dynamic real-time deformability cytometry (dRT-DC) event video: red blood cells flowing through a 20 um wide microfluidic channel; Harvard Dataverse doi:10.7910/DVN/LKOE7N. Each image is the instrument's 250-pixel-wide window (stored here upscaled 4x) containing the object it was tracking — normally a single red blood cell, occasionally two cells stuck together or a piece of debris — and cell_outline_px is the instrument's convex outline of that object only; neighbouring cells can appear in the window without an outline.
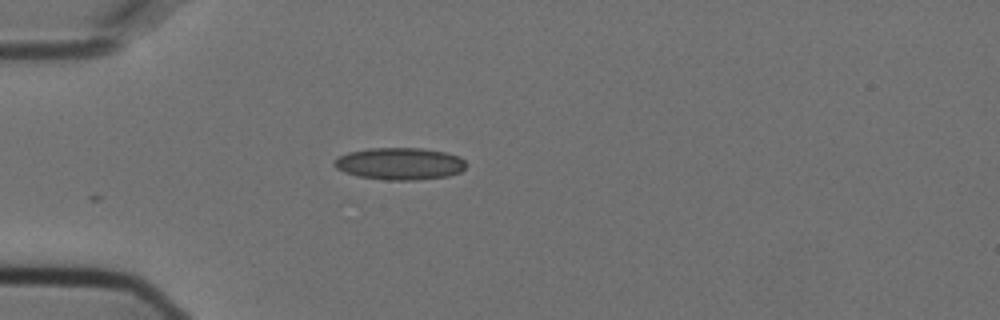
{"species": "Egyptian fruit bat (a non-hibernating species)", "species_latin": "Rousettus aegyptiacus", "temperature_condition": "cold", "stored_images_in_passage": 9, "camera_frame_rate_fps": 3000, "um_per_image_px": 0.085, "animal": {"sex": "female"}, "frame": {"image": 1, "passage_image": 1, "time_ms": 0.0, "image_size_px": [1000, 320], "cell_outline_px": [[468, 164], [460, 172], [448, 176], [416, 180], [384, 180], [356, 176], [344, 172], [336, 168], [332, 164], [340, 156], [348, 152], [372, 148], [420, 148], [444, 152], [460, 156]], "centroid_in_image_um": [33.99, 13.92], "position_along_channel_um": 51.0, "area_um2": 24.74}}
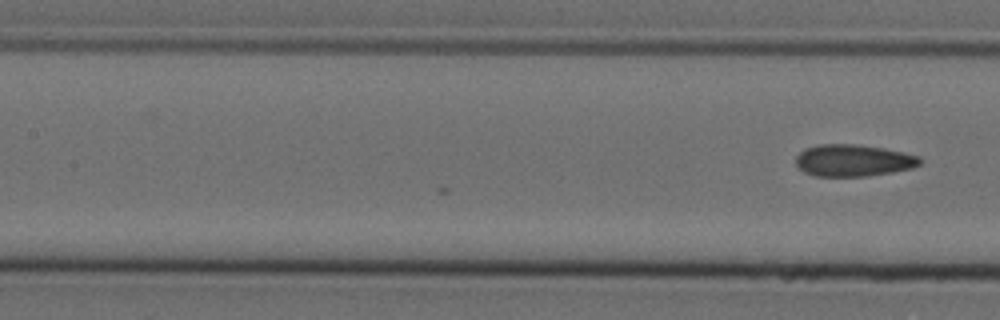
{"frame": {"image": 2, "passage_image": 9, "time_ms": 2.667, "image_size_px": [1000, 320], "cell_outline_px": [[920, 164], [912, 168], [892, 172], [868, 176], [812, 176], [796, 168], [796, 156], [804, 148], [820, 144], [856, 144], [884, 148], [904, 152], [920, 156]], "centroid_in_image_um": [72.5, 13.64], "position_along_channel_um": 134.9, "area_um2": 23.29}}